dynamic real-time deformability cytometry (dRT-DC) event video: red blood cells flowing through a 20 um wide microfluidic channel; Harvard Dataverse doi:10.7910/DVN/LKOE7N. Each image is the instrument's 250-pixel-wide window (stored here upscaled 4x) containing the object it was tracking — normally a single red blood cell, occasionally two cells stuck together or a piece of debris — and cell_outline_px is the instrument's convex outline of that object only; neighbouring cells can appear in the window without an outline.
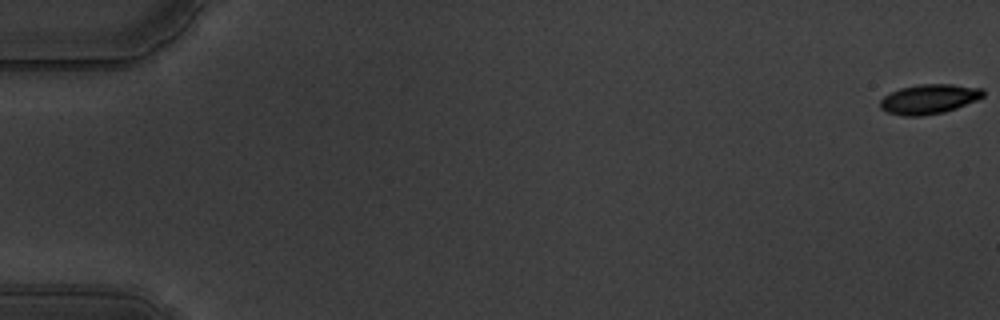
{"species": "common noctule bat (a hibernating species)", "species_latin": "Nyctalus noctula", "temperature_condition": "warm", "stored_images_in_passage": 59, "camera_frame_rate_fps": 3000, "um_per_image_px": 0.085, "animal": {"sex": "male", "body_mass_g": 19.5, "forearm_length_mm": 54.6}, "frame": {"image": 1, "passage_image": 1, "time_ms": 0.0, "image_size_px": [1000, 320], "cell_outline_px": [[984, 96], [976, 100], [956, 108], [944, 112], [924, 116], [904, 116], [888, 112], [880, 108], [880, 100], [884, 96], [900, 88], [916, 84], [952, 84], [984, 88]], "centroid_in_image_um": [78.98, 8.41], "position_along_channel_um": 6.0, "area_um2": 17.86}}
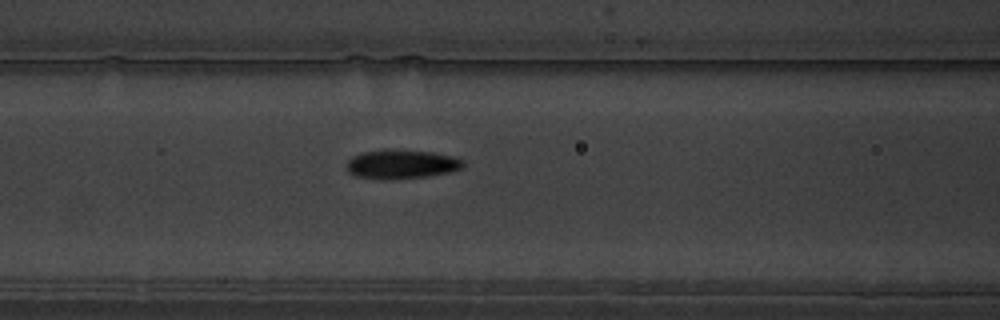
{"frame": {"image": 2, "passage_image": 26, "time_ms": 8.333, "image_size_px": [1000, 320], "cell_outline_px": [[464, 168], [452, 172], [428, 176], [356, 176], [348, 172], [344, 168], [348, 160], [352, 156], [360, 152], [384, 148], [392, 148], [432, 152], [452, 156], [464, 160]], "centroid_in_image_um": [34.15, 13.88], "position_along_channel_um": 132.5, "area_um2": 19.36}}
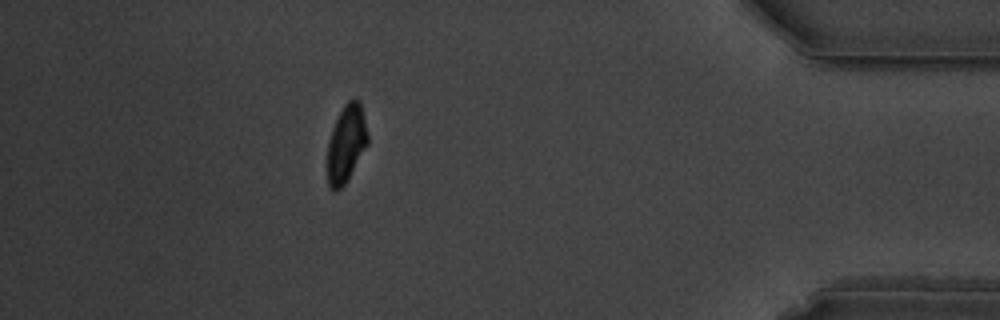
{"frame": {"image": 3, "passage_image": 53, "time_ms": 17.333, "image_size_px": [1000, 320], "cell_outline_px": [[368, 144], [348, 180], [340, 188], [332, 188], [328, 184], [328, 144], [332, 128], [344, 104], [348, 100], [360, 100], [368, 136]], "centroid_in_image_um": [29.45, 12.19], "position_along_channel_um": 405.8, "area_um2": 17.86}, "authors_computed_cell_mechanics": {"area_um2": 18.7272, "velocity_mm_per_s": 3.5218, "shape_relaxation_time_tau1_ms": 3.1414, "shape_relaxation_time_tau2_ms": 2.2029, "deformation_change_tau1": 0.137, "deformation_change_tau2": 0.0764}}